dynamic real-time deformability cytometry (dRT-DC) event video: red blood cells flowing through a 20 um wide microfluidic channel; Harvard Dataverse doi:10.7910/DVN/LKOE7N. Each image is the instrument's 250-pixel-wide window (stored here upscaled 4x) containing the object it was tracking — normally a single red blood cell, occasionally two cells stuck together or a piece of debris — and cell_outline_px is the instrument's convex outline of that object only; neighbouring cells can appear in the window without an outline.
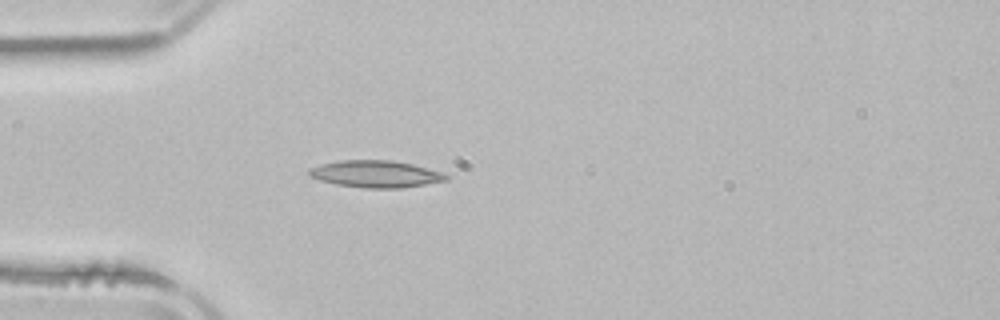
{"species": "common noctule bat (a hibernating species)", "species_latin": "Nyctalus noctula", "temperature_condition": "room temperature", "stored_images_in_passage": 1, "camera_frame_rate_fps": 3000, "um_per_image_px": 0.085, "animal": {"sex": "male", "body_mass_g": 21.5, "forearm_length_mm": 52.0}, "frame": {"image": 1, "passage_image": 1, "time_ms": 0.0, "image_size_px": [1000, 320], "cell_outline_px": [[448, 180], [400, 188], [368, 188], [336, 184], [320, 180], [308, 176], [308, 168], [320, 164], [340, 160], [392, 160], [412, 164], [440, 172], [448, 176]], "centroid_in_image_um": [31.88, 14.78], "position_along_channel_um": 53.1, "area_um2": 21.39}}